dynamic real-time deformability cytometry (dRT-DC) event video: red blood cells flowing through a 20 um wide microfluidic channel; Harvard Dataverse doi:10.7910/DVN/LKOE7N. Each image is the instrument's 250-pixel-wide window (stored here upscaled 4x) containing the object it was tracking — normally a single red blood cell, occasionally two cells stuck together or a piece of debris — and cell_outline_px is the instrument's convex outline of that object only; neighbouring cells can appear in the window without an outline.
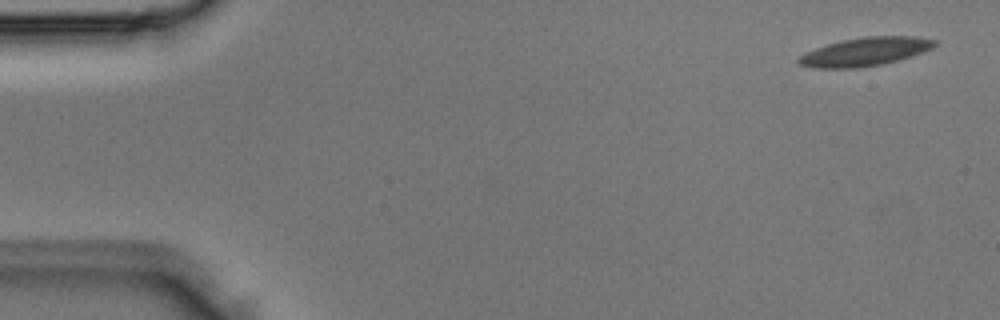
{"species": "Egyptian fruit bat (a non-hibernating species)", "species_latin": "Rousettus aegyptiacus", "temperature_condition": "room temperature", "stored_images_in_passage": 5, "camera_frame_rate_fps": 3000, "um_per_image_px": 0.085, "animal": {"sex": "male"}, "frame": {"image": 1, "passage_image": 1, "time_ms": 0.0, "image_size_px": [1000, 320], "cell_outline_px": [[936, 44], [932, 48], [924, 52], [912, 56], [880, 64], [856, 68], [812, 68], [796, 64], [796, 60], [800, 56], [816, 48], [828, 44], [844, 40], [864, 36], [916, 36], [936, 40]], "centroid_in_image_um": [73.53, 4.39], "position_along_channel_um": 11.5, "area_um2": 22.43}}
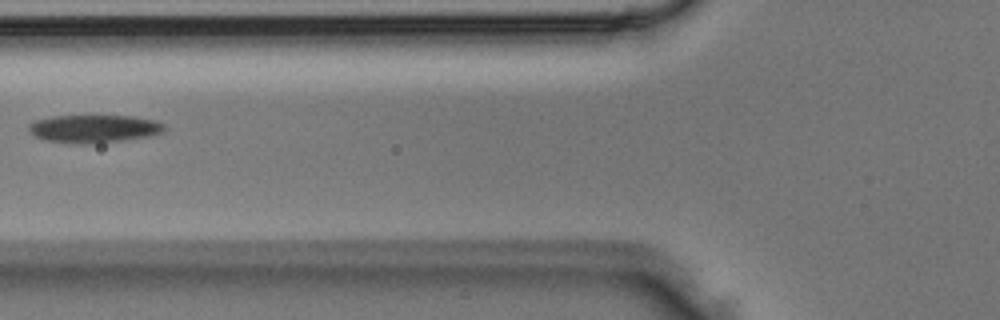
{"frame": {"image": 2, "passage_image": 5, "time_ms": 1.333, "image_size_px": [1000, 320], "cell_outline_px": [[164, 132], [152, 136], [96, 144], [72, 144], [44, 140], [32, 136], [28, 132], [28, 124], [36, 120], [52, 116], [132, 116], [152, 120], [164, 124]], "centroid_in_image_um": [7.93, 10.96], "position_along_channel_um": 117.9, "area_um2": 22.43}}